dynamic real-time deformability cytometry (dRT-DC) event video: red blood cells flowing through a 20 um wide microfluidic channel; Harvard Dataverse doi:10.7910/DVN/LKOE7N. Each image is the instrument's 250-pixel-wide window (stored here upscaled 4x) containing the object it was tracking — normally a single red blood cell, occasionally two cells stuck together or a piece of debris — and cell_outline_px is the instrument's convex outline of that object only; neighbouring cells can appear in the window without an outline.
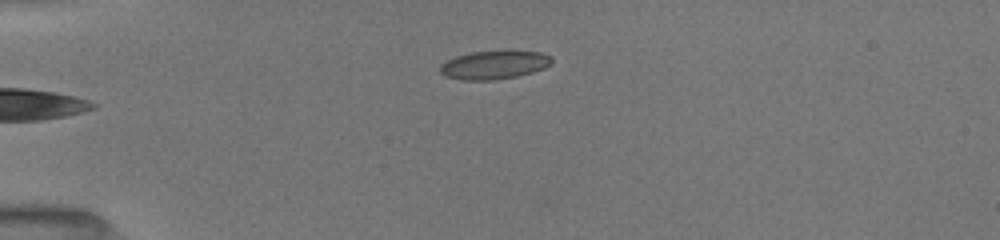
{"species": "common noctule bat (a hibernating species)", "species_latin": "Nyctalus noctula", "temperature_condition": "room temperature", "stored_images_in_passage": 7, "camera_frame_rate_fps": 3000, "um_per_image_px": 0.085, "animal": {"sex": "female", "body_mass_g": 19.5, "forearm_length_mm": 54.1}, "frame": {"image": 1, "passage_image": 7, "time_ms": 5.667, "image_size_px": [1000, 240], "cell_outline_px": [[552, 64], [544, 68], [532, 72], [516, 76], [492, 80], [460, 80], [444, 76], [440, 72], [440, 64], [456, 56], [472, 52], [504, 48], [544, 52], [552, 56]], "centroid_in_image_um": [42.05, 5.47], "position_along_channel_um": 42.9, "area_um2": 19.31}}